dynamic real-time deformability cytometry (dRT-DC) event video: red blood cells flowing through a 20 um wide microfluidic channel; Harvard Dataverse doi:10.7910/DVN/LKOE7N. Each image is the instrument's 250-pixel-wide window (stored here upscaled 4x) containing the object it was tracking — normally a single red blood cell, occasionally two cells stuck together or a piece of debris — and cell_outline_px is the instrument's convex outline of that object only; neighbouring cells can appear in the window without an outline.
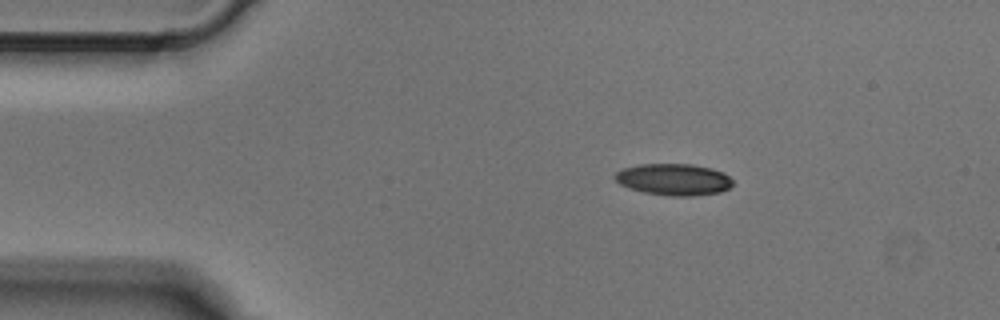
{"species": "Egyptian fruit bat (a non-hibernating species)", "species_latin": "Rousettus aegyptiacus", "temperature_condition": "cold", "stored_images_in_passage": 2, "camera_frame_rate_fps": 3000, "um_per_image_px": 0.085, "animal": {"sex": "male"}, "frame": {"image": 1, "passage_image": 1, "time_ms": 0.0, "image_size_px": [1000, 320], "cell_outline_px": [[732, 184], [728, 188], [720, 192], [692, 196], [668, 196], [644, 192], [628, 188], [620, 184], [612, 176], [616, 172], [624, 168], [640, 164], [692, 164], [712, 168], [724, 172], [732, 180]], "centroid_in_image_um": [57.25, 15.25], "position_along_channel_um": 27.7, "area_um2": 21.79}}
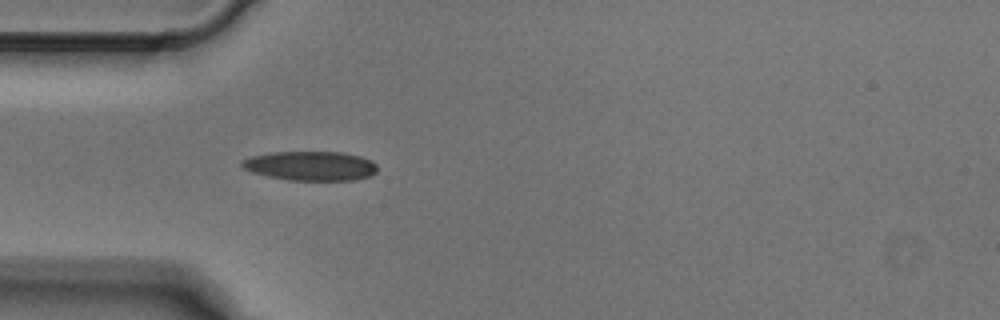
{"frame": {"image": 2, "passage_image": 2, "time_ms": 0.333, "image_size_px": [1000, 320], "cell_outline_px": [[376, 172], [368, 176], [352, 180], [288, 180], [268, 176], [252, 172], [244, 168], [240, 164], [240, 160], [252, 156], [272, 152], [344, 152], [360, 156], [372, 160], [376, 164]], "centroid_in_image_um": [26.39, 14.09], "position_along_channel_um": 58.6, "area_um2": 23.12}}